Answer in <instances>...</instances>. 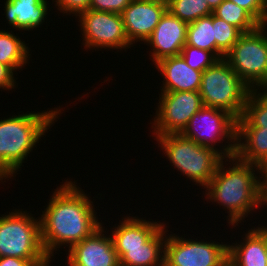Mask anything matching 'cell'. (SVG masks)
<instances>
[{
  "instance_id": "obj_12",
  "label": "cell",
  "mask_w": 267,
  "mask_h": 266,
  "mask_svg": "<svg viewBox=\"0 0 267 266\" xmlns=\"http://www.w3.org/2000/svg\"><path fill=\"white\" fill-rule=\"evenodd\" d=\"M102 226L67 250L68 266H120L112 237Z\"/></svg>"
},
{
  "instance_id": "obj_24",
  "label": "cell",
  "mask_w": 267,
  "mask_h": 266,
  "mask_svg": "<svg viewBox=\"0 0 267 266\" xmlns=\"http://www.w3.org/2000/svg\"><path fill=\"white\" fill-rule=\"evenodd\" d=\"M213 14L237 27L242 33L255 30L260 25L245 9L230 0H224L213 10Z\"/></svg>"
},
{
  "instance_id": "obj_32",
  "label": "cell",
  "mask_w": 267,
  "mask_h": 266,
  "mask_svg": "<svg viewBox=\"0 0 267 266\" xmlns=\"http://www.w3.org/2000/svg\"><path fill=\"white\" fill-rule=\"evenodd\" d=\"M16 77L14 71L7 65L0 62V89L9 91L16 88Z\"/></svg>"
},
{
  "instance_id": "obj_38",
  "label": "cell",
  "mask_w": 267,
  "mask_h": 266,
  "mask_svg": "<svg viewBox=\"0 0 267 266\" xmlns=\"http://www.w3.org/2000/svg\"><path fill=\"white\" fill-rule=\"evenodd\" d=\"M266 255H267V225H266Z\"/></svg>"
},
{
  "instance_id": "obj_10",
  "label": "cell",
  "mask_w": 267,
  "mask_h": 266,
  "mask_svg": "<svg viewBox=\"0 0 267 266\" xmlns=\"http://www.w3.org/2000/svg\"><path fill=\"white\" fill-rule=\"evenodd\" d=\"M76 18L80 23L84 49H126L132 47L123 23L122 15L114 12H99L88 9ZM99 48V49H98Z\"/></svg>"
},
{
  "instance_id": "obj_14",
  "label": "cell",
  "mask_w": 267,
  "mask_h": 266,
  "mask_svg": "<svg viewBox=\"0 0 267 266\" xmlns=\"http://www.w3.org/2000/svg\"><path fill=\"white\" fill-rule=\"evenodd\" d=\"M166 10L167 6L159 2L132 0L121 13L129 42L145 43Z\"/></svg>"
},
{
  "instance_id": "obj_17",
  "label": "cell",
  "mask_w": 267,
  "mask_h": 266,
  "mask_svg": "<svg viewBox=\"0 0 267 266\" xmlns=\"http://www.w3.org/2000/svg\"><path fill=\"white\" fill-rule=\"evenodd\" d=\"M122 218L110 232L115 249L146 248V242L165 224L133 215Z\"/></svg>"
},
{
  "instance_id": "obj_21",
  "label": "cell",
  "mask_w": 267,
  "mask_h": 266,
  "mask_svg": "<svg viewBox=\"0 0 267 266\" xmlns=\"http://www.w3.org/2000/svg\"><path fill=\"white\" fill-rule=\"evenodd\" d=\"M25 41L10 31L0 30V62L9 66L14 72L23 70L29 63L31 54Z\"/></svg>"
},
{
  "instance_id": "obj_33",
  "label": "cell",
  "mask_w": 267,
  "mask_h": 266,
  "mask_svg": "<svg viewBox=\"0 0 267 266\" xmlns=\"http://www.w3.org/2000/svg\"><path fill=\"white\" fill-rule=\"evenodd\" d=\"M264 206L267 207V173L265 171L261 180V207L264 208Z\"/></svg>"
},
{
  "instance_id": "obj_34",
  "label": "cell",
  "mask_w": 267,
  "mask_h": 266,
  "mask_svg": "<svg viewBox=\"0 0 267 266\" xmlns=\"http://www.w3.org/2000/svg\"><path fill=\"white\" fill-rule=\"evenodd\" d=\"M212 10H215L224 0H205Z\"/></svg>"
},
{
  "instance_id": "obj_3",
  "label": "cell",
  "mask_w": 267,
  "mask_h": 266,
  "mask_svg": "<svg viewBox=\"0 0 267 266\" xmlns=\"http://www.w3.org/2000/svg\"><path fill=\"white\" fill-rule=\"evenodd\" d=\"M23 113L0 120V181L15 177L33 148L62 113L59 108ZM59 115V116H58ZM51 126V127H50ZM15 174V175H14ZM5 181H2V180Z\"/></svg>"
},
{
  "instance_id": "obj_25",
  "label": "cell",
  "mask_w": 267,
  "mask_h": 266,
  "mask_svg": "<svg viewBox=\"0 0 267 266\" xmlns=\"http://www.w3.org/2000/svg\"><path fill=\"white\" fill-rule=\"evenodd\" d=\"M167 10L188 24L213 13L205 0H171Z\"/></svg>"
},
{
  "instance_id": "obj_18",
  "label": "cell",
  "mask_w": 267,
  "mask_h": 266,
  "mask_svg": "<svg viewBox=\"0 0 267 266\" xmlns=\"http://www.w3.org/2000/svg\"><path fill=\"white\" fill-rule=\"evenodd\" d=\"M48 0H6L5 18L13 29L31 31L45 22L49 13Z\"/></svg>"
},
{
  "instance_id": "obj_6",
  "label": "cell",
  "mask_w": 267,
  "mask_h": 266,
  "mask_svg": "<svg viewBox=\"0 0 267 266\" xmlns=\"http://www.w3.org/2000/svg\"><path fill=\"white\" fill-rule=\"evenodd\" d=\"M20 209L0 217V257L50 260L42 245L40 218Z\"/></svg>"
},
{
  "instance_id": "obj_5",
  "label": "cell",
  "mask_w": 267,
  "mask_h": 266,
  "mask_svg": "<svg viewBox=\"0 0 267 266\" xmlns=\"http://www.w3.org/2000/svg\"><path fill=\"white\" fill-rule=\"evenodd\" d=\"M251 89L223 58L202 73L200 95L204 106L224 110L238 120Z\"/></svg>"
},
{
  "instance_id": "obj_23",
  "label": "cell",
  "mask_w": 267,
  "mask_h": 266,
  "mask_svg": "<svg viewBox=\"0 0 267 266\" xmlns=\"http://www.w3.org/2000/svg\"><path fill=\"white\" fill-rule=\"evenodd\" d=\"M213 13L189 23L186 44L215 54Z\"/></svg>"
},
{
  "instance_id": "obj_28",
  "label": "cell",
  "mask_w": 267,
  "mask_h": 266,
  "mask_svg": "<svg viewBox=\"0 0 267 266\" xmlns=\"http://www.w3.org/2000/svg\"><path fill=\"white\" fill-rule=\"evenodd\" d=\"M245 9L260 25L266 15V0H230Z\"/></svg>"
},
{
  "instance_id": "obj_11",
  "label": "cell",
  "mask_w": 267,
  "mask_h": 266,
  "mask_svg": "<svg viewBox=\"0 0 267 266\" xmlns=\"http://www.w3.org/2000/svg\"><path fill=\"white\" fill-rule=\"evenodd\" d=\"M158 101L155 117L150 122L155 136L181 133L204 106L199 91L161 92Z\"/></svg>"
},
{
  "instance_id": "obj_26",
  "label": "cell",
  "mask_w": 267,
  "mask_h": 266,
  "mask_svg": "<svg viewBox=\"0 0 267 266\" xmlns=\"http://www.w3.org/2000/svg\"><path fill=\"white\" fill-rule=\"evenodd\" d=\"M213 28L215 33V55L223 59L238 41L242 32L235 26L213 14Z\"/></svg>"
},
{
  "instance_id": "obj_15",
  "label": "cell",
  "mask_w": 267,
  "mask_h": 266,
  "mask_svg": "<svg viewBox=\"0 0 267 266\" xmlns=\"http://www.w3.org/2000/svg\"><path fill=\"white\" fill-rule=\"evenodd\" d=\"M155 68L164 78L161 92L200 90L203 72L188 66L181 55L163 58L155 63Z\"/></svg>"
},
{
  "instance_id": "obj_13",
  "label": "cell",
  "mask_w": 267,
  "mask_h": 266,
  "mask_svg": "<svg viewBox=\"0 0 267 266\" xmlns=\"http://www.w3.org/2000/svg\"><path fill=\"white\" fill-rule=\"evenodd\" d=\"M188 23L181 21L168 10L160 18L144 45H150L149 56L154 64L159 60L180 55L186 44Z\"/></svg>"
},
{
  "instance_id": "obj_31",
  "label": "cell",
  "mask_w": 267,
  "mask_h": 266,
  "mask_svg": "<svg viewBox=\"0 0 267 266\" xmlns=\"http://www.w3.org/2000/svg\"><path fill=\"white\" fill-rule=\"evenodd\" d=\"M51 261L52 260H26L5 256L0 257V266H51Z\"/></svg>"
},
{
  "instance_id": "obj_9",
  "label": "cell",
  "mask_w": 267,
  "mask_h": 266,
  "mask_svg": "<svg viewBox=\"0 0 267 266\" xmlns=\"http://www.w3.org/2000/svg\"><path fill=\"white\" fill-rule=\"evenodd\" d=\"M164 266H228V243L168 234L164 244Z\"/></svg>"
},
{
  "instance_id": "obj_1",
  "label": "cell",
  "mask_w": 267,
  "mask_h": 266,
  "mask_svg": "<svg viewBox=\"0 0 267 266\" xmlns=\"http://www.w3.org/2000/svg\"><path fill=\"white\" fill-rule=\"evenodd\" d=\"M65 181L57 186L39 217L42 245L50 260L60 247L69 250L102 225L90 196L75 180Z\"/></svg>"
},
{
  "instance_id": "obj_29",
  "label": "cell",
  "mask_w": 267,
  "mask_h": 266,
  "mask_svg": "<svg viewBox=\"0 0 267 266\" xmlns=\"http://www.w3.org/2000/svg\"><path fill=\"white\" fill-rule=\"evenodd\" d=\"M57 10L65 15L78 16L81 12L89 9L91 0H52Z\"/></svg>"
},
{
  "instance_id": "obj_16",
  "label": "cell",
  "mask_w": 267,
  "mask_h": 266,
  "mask_svg": "<svg viewBox=\"0 0 267 266\" xmlns=\"http://www.w3.org/2000/svg\"><path fill=\"white\" fill-rule=\"evenodd\" d=\"M243 235V242L228 244V266H267L266 226L258 225Z\"/></svg>"
},
{
  "instance_id": "obj_19",
  "label": "cell",
  "mask_w": 267,
  "mask_h": 266,
  "mask_svg": "<svg viewBox=\"0 0 267 266\" xmlns=\"http://www.w3.org/2000/svg\"><path fill=\"white\" fill-rule=\"evenodd\" d=\"M235 157L267 169V128L236 127Z\"/></svg>"
},
{
  "instance_id": "obj_7",
  "label": "cell",
  "mask_w": 267,
  "mask_h": 266,
  "mask_svg": "<svg viewBox=\"0 0 267 266\" xmlns=\"http://www.w3.org/2000/svg\"><path fill=\"white\" fill-rule=\"evenodd\" d=\"M236 122L237 120L224 110L203 106L191 117L181 134L202 146L217 150L224 158L234 157ZM225 140L227 145L225 143L220 149L216 148L218 143Z\"/></svg>"
},
{
  "instance_id": "obj_20",
  "label": "cell",
  "mask_w": 267,
  "mask_h": 266,
  "mask_svg": "<svg viewBox=\"0 0 267 266\" xmlns=\"http://www.w3.org/2000/svg\"><path fill=\"white\" fill-rule=\"evenodd\" d=\"M166 224L146 242V248L115 249L120 265L164 266V244L169 231Z\"/></svg>"
},
{
  "instance_id": "obj_37",
  "label": "cell",
  "mask_w": 267,
  "mask_h": 266,
  "mask_svg": "<svg viewBox=\"0 0 267 266\" xmlns=\"http://www.w3.org/2000/svg\"><path fill=\"white\" fill-rule=\"evenodd\" d=\"M263 25L267 26V0H266V15H265V18H264Z\"/></svg>"
},
{
  "instance_id": "obj_35",
  "label": "cell",
  "mask_w": 267,
  "mask_h": 266,
  "mask_svg": "<svg viewBox=\"0 0 267 266\" xmlns=\"http://www.w3.org/2000/svg\"><path fill=\"white\" fill-rule=\"evenodd\" d=\"M260 89H257L263 93H267V77L266 79L263 81L262 85L259 87Z\"/></svg>"
},
{
  "instance_id": "obj_2",
  "label": "cell",
  "mask_w": 267,
  "mask_h": 266,
  "mask_svg": "<svg viewBox=\"0 0 267 266\" xmlns=\"http://www.w3.org/2000/svg\"><path fill=\"white\" fill-rule=\"evenodd\" d=\"M226 161H229L230 166ZM263 173L264 170L261 167L240 161L235 156L224 158L205 188L207 201L215 202L219 206H223L226 211L228 210L226 212L228 213L227 223L233 226L232 228L244 222L243 220L249 214L253 215L254 209L261 208Z\"/></svg>"
},
{
  "instance_id": "obj_27",
  "label": "cell",
  "mask_w": 267,
  "mask_h": 266,
  "mask_svg": "<svg viewBox=\"0 0 267 266\" xmlns=\"http://www.w3.org/2000/svg\"><path fill=\"white\" fill-rule=\"evenodd\" d=\"M180 55L184 58L188 66L194 70L202 72L219 60L213 52L202 50L187 44L182 48Z\"/></svg>"
},
{
  "instance_id": "obj_22",
  "label": "cell",
  "mask_w": 267,
  "mask_h": 266,
  "mask_svg": "<svg viewBox=\"0 0 267 266\" xmlns=\"http://www.w3.org/2000/svg\"><path fill=\"white\" fill-rule=\"evenodd\" d=\"M236 127L267 128V93L251 90Z\"/></svg>"
},
{
  "instance_id": "obj_30",
  "label": "cell",
  "mask_w": 267,
  "mask_h": 266,
  "mask_svg": "<svg viewBox=\"0 0 267 266\" xmlns=\"http://www.w3.org/2000/svg\"><path fill=\"white\" fill-rule=\"evenodd\" d=\"M132 0H91L89 9L121 14Z\"/></svg>"
},
{
  "instance_id": "obj_4",
  "label": "cell",
  "mask_w": 267,
  "mask_h": 266,
  "mask_svg": "<svg viewBox=\"0 0 267 266\" xmlns=\"http://www.w3.org/2000/svg\"><path fill=\"white\" fill-rule=\"evenodd\" d=\"M155 137L168 161L181 175L205 189L214 177L224 157L215 149L202 146L181 133H169Z\"/></svg>"
},
{
  "instance_id": "obj_36",
  "label": "cell",
  "mask_w": 267,
  "mask_h": 266,
  "mask_svg": "<svg viewBox=\"0 0 267 266\" xmlns=\"http://www.w3.org/2000/svg\"><path fill=\"white\" fill-rule=\"evenodd\" d=\"M141 1L159 2V3L165 4L167 6L171 0H141Z\"/></svg>"
},
{
  "instance_id": "obj_8",
  "label": "cell",
  "mask_w": 267,
  "mask_h": 266,
  "mask_svg": "<svg viewBox=\"0 0 267 266\" xmlns=\"http://www.w3.org/2000/svg\"><path fill=\"white\" fill-rule=\"evenodd\" d=\"M267 26L242 33L224 59L251 89L257 90L267 77Z\"/></svg>"
}]
</instances>
